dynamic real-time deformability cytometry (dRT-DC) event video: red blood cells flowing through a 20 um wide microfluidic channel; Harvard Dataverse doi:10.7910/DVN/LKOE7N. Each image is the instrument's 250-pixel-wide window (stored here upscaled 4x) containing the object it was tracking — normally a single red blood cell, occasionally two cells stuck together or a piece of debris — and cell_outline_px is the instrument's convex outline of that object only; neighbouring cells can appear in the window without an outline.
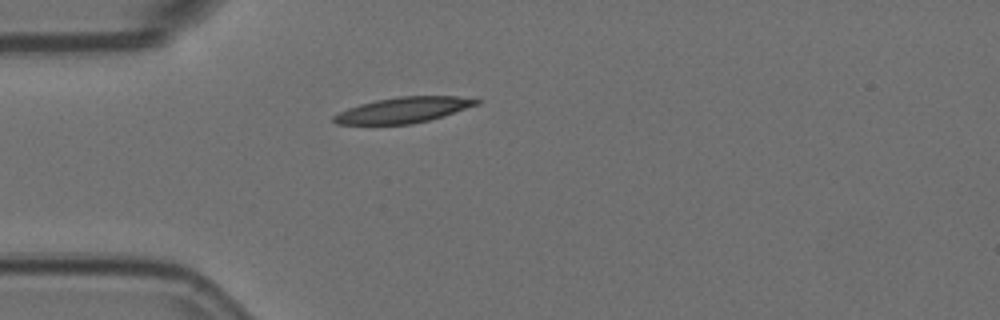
{"species": "Egyptian fruit bat (a non-hibernating species)", "species_latin": "Rousettus aegyptiacus", "temperature_condition": "room temperature", "stored_images_in_passage": 2, "camera_frame_rate_fps": 3000, "um_per_image_px": 0.085, "animal": {"sex": "female"}, "frame": {"image": 1, "passage_image": 1, "time_ms": 0.0, "image_size_px": [1000, 320], "cell_outline_px": [[480, 104], [444, 116], [412, 124], [336, 124], [332, 120], [332, 116], [348, 108], [360, 104], [376, 100], [400, 96], [456, 96], [480, 100]], "centroid_in_image_um": [34.29, 9.35], "position_along_channel_um": 50.7, "area_um2": 21.21}}